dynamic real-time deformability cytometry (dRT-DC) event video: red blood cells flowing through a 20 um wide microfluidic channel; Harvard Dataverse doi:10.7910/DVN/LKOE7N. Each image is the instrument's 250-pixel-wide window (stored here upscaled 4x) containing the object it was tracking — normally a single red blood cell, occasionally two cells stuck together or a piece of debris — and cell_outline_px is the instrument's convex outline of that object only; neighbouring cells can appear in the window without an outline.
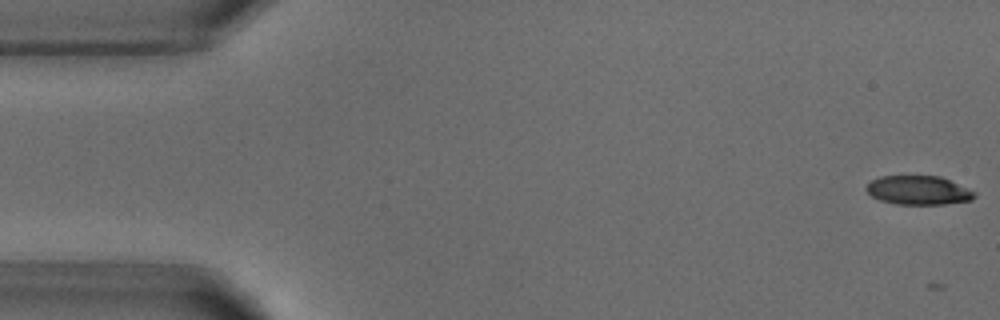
{"species": "common noctule bat (a hibernating species)", "species_latin": "Nyctalus noctula", "temperature_condition": "warm", "stored_images_in_passage": 5, "camera_frame_rate_fps": 3000, "um_per_image_px": 0.085, "animal": {"sex": "male", "body_mass_g": 18.8}, "frame": {"image": 1, "passage_image": 1, "time_ms": 0.0, "image_size_px": [1000, 320], "cell_outline_px": [[976, 196], [972, 200], [944, 204], [896, 204], [880, 200], [872, 196], [864, 188], [872, 180], [880, 176], [940, 176], [976, 192]], "centroid_in_image_um": [78.07, 16.17], "position_along_channel_um": 6.9, "area_um2": 18.15}}